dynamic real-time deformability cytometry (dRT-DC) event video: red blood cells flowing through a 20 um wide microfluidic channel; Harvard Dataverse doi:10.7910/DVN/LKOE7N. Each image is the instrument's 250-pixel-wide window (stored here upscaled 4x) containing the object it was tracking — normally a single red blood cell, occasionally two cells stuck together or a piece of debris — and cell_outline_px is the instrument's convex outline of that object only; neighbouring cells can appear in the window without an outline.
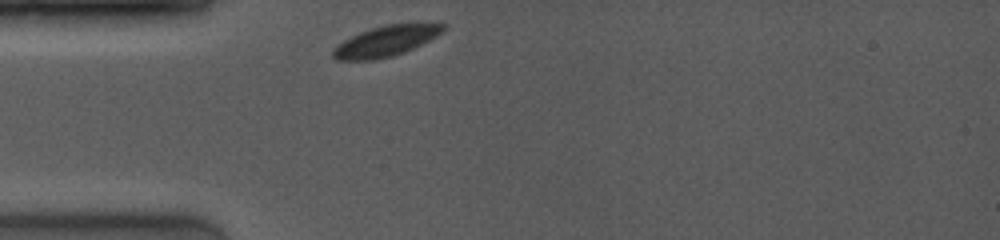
{"species": "common noctule bat (a hibernating species)", "species_latin": "Nyctalus noctula", "temperature_condition": "room temperature", "stored_images_in_passage": 3, "camera_frame_rate_fps": 4000, "um_per_image_px": 0.085, "animal": {"sex": "female", "body_mass_g": 19.0, "forearm_length_mm": 53.3}, "frame": {"image": 1, "passage_image": 1, "time_ms": 0.0, "image_size_px": [1000, 240], "cell_outline_px": [[444, 28], [436, 36], [404, 52], [392, 56], [376, 60], [336, 60], [332, 56], [332, 48], [344, 40], [360, 32], [384, 24], [424, 20], [444, 24]], "centroid_in_image_um": [32.82, 3.44], "position_along_channel_um": 52.2, "area_um2": 20.06}}